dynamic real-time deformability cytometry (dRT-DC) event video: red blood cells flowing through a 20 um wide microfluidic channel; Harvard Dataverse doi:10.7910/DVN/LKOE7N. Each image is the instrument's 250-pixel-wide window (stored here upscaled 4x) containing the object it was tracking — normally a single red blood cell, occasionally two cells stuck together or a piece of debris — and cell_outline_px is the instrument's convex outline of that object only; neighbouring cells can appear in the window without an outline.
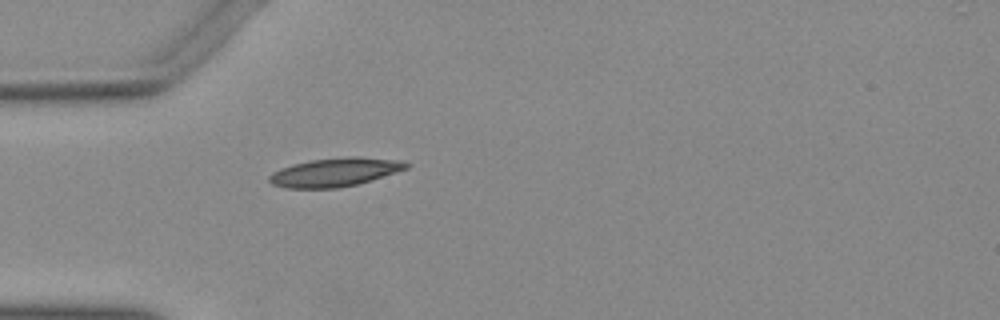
{"species": "Egyptian fruit bat (a non-hibernating species)", "species_latin": "Rousettus aegyptiacus", "temperature_condition": "warm", "stored_images_in_passage": 38, "camera_frame_rate_fps": 3000, "um_per_image_px": 0.085, "animal": {"sex": "female"}, "frame": {"image": 1, "passage_image": 1, "time_ms": 0.0, "image_size_px": [1000, 320], "cell_outline_px": [[412, 164], [408, 168], [396, 172], [356, 184], [336, 188], [288, 188], [272, 184], [268, 180], [268, 176], [272, 172], [280, 168], [292, 164], [312, 160], [348, 156], [360, 156], [404, 160]], "centroid_in_image_um": [28.49, 14.62], "position_along_channel_um": 56.5, "area_um2": 22.95}}
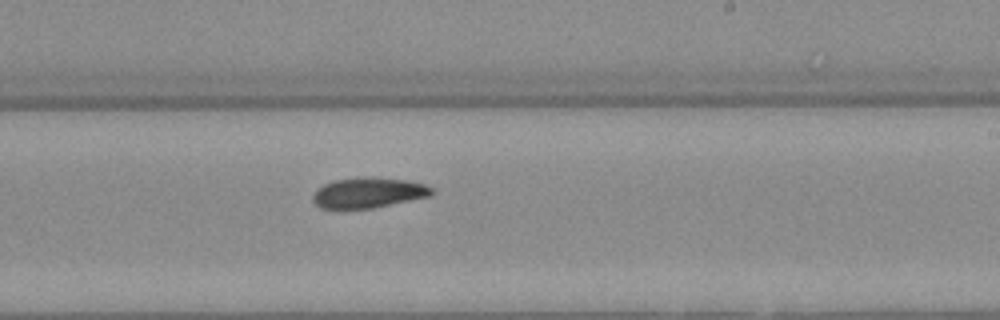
{"frame": {"image": 2, "passage_image": 17, "time_ms": 5.333, "image_size_px": [1000, 320], "cell_outline_px": [[432, 196], [372, 208], [320, 208], [312, 200], [312, 196], [316, 188], [324, 184], [336, 180], [408, 180], [424, 184], [432, 188]], "centroid_in_image_um": [31.3, 16.43], "position_along_channel_um": 257.7, "area_um2": 20.0}}
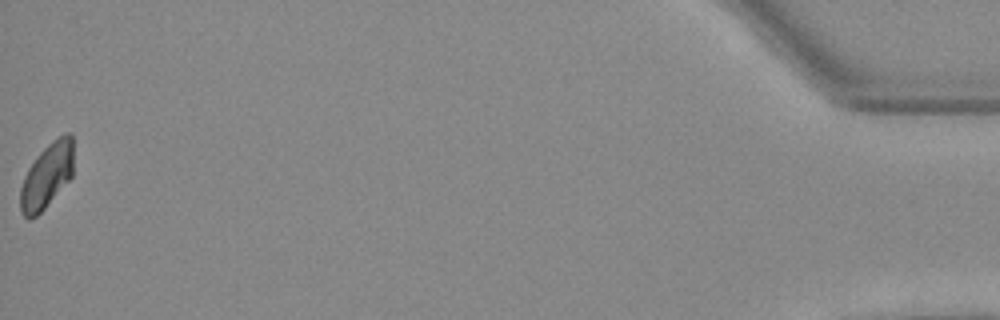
{"frame": {"image": 3, "passage_image": 38, "time_ms": 12.333, "image_size_px": [1000, 320], "cell_outline_px": [[72, 176], [44, 208], [36, 216], [28, 220], [20, 212], [20, 188], [24, 176], [28, 168], [36, 156], [52, 140], [64, 132], [72, 132]], "centroid_in_image_um": [3.96, 14.92], "position_along_channel_um": 431.2, "area_um2": 20.06}}